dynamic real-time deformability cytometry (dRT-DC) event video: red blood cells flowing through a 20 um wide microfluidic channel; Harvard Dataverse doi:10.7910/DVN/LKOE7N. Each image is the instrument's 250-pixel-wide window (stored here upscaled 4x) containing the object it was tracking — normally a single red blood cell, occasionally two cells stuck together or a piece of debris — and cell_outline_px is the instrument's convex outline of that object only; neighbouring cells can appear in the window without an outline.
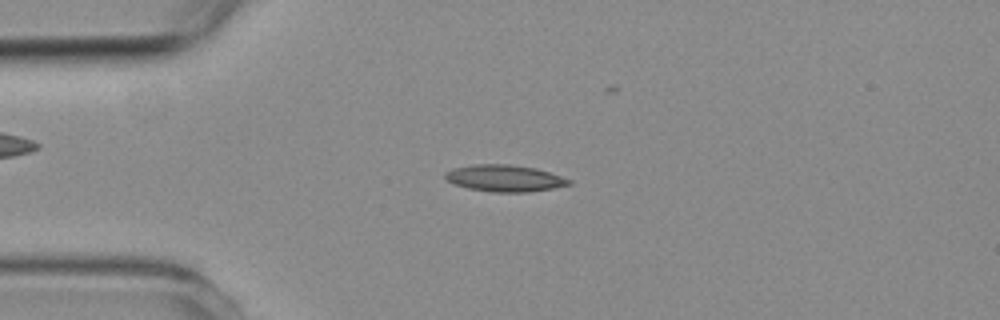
{"species": "common noctule bat (a hibernating species)", "species_latin": "Nyctalus noctula", "temperature_condition": "room temperature", "stored_images_in_passage": 6, "camera_frame_rate_fps": 3000, "um_per_image_px": 0.085, "animal": {"sex": "female", "body_mass_g": 19.3, "forearm_length_mm": 54.1}, "frame": {"image": 1, "passage_image": 2, "time_ms": 2.0, "image_size_px": [1000, 320], "cell_outline_px": [[572, 184], [552, 188], [528, 192], [492, 192], [468, 188], [456, 184], [448, 180], [444, 176], [444, 172], [452, 168], [472, 164], [508, 164], [536, 168], [572, 180]], "centroid_in_image_um": [42.88, 15.14], "position_along_channel_um": 42.1, "area_um2": 19.19}}
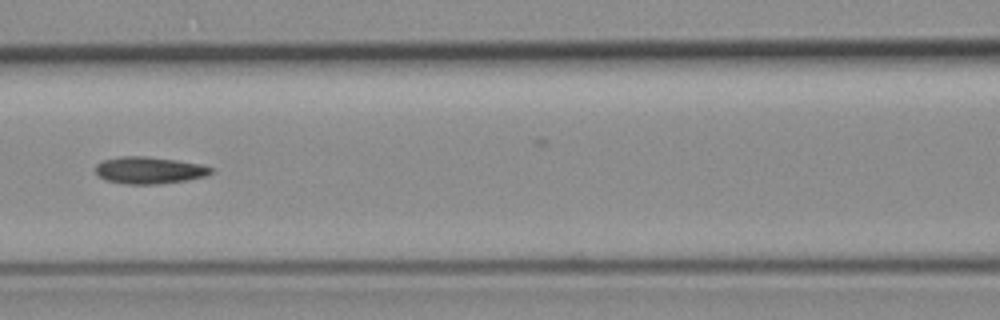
{"frame": {"image": 2, "passage_image": 5, "time_ms": 5.333, "image_size_px": [1000, 320], "cell_outline_px": [[212, 172], [208, 176], [188, 180], [160, 184], [124, 184], [104, 180], [96, 176], [96, 164], [104, 160], [120, 156], [144, 156], [176, 160], [200, 164], [212, 168]], "centroid_in_image_um": [12.66, 14.48], "position_along_channel_um": 153.9, "area_um2": 18.32}}
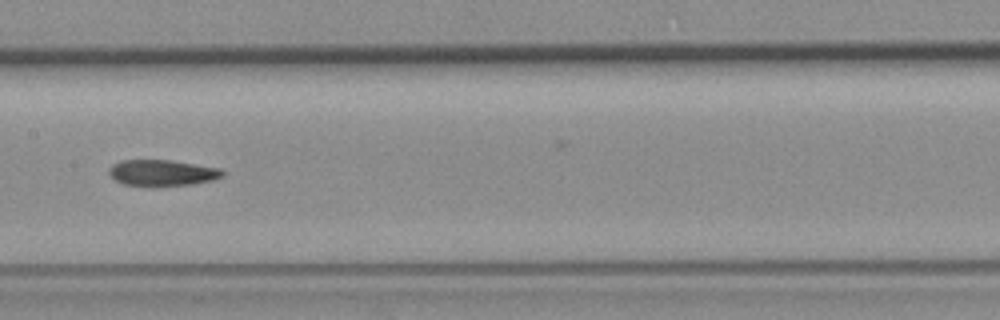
{"frame": {"image": 3, "passage_image": 6, "time_ms": 6.333, "image_size_px": [1000, 320], "cell_outline_px": [[224, 176], [212, 180], [192, 184], [156, 188], [152, 188], [124, 184], [116, 180], [108, 172], [108, 168], [112, 164], [120, 160], [168, 160], [220, 168], [224, 172]], "centroid_in_image_um": [13.76, 14.72], "position_along_channel_um": 193.6, "area_um2": 17.69}}